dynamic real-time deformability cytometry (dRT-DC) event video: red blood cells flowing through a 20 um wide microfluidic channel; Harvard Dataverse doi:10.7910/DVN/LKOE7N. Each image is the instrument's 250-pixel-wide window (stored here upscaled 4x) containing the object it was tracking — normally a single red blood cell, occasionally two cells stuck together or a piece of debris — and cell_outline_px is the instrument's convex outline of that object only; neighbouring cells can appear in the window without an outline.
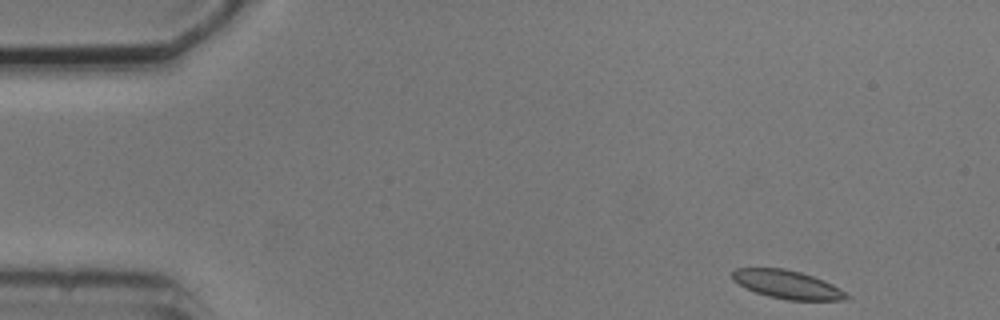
{"species": "common noctule bat (a hibernating species)", "species_latin": "Nyctalus noctula", "temperature_condition": "cold", "stored_images_in_passage": 4, "camera_frame_rate_fps": 3000, "um_per_image_px": 0.085, "animal": {"sex": "male", "body_mass_g": 20.5, "forearm_length_mm": 52.5}, "frame": {"image": 1, "passage_image": 1, "time_ms": 0.0, "image_size_px": [1000, 320], "cell_outline_px": [[848, 296], [844, 300], [788, 300], [768, 296], [744, 288], [732, 280], [732, 272], [736, 268], [784, 268], [800, 272], [824, 280], [840, 288]], "centroid_in_image_um": [66.87, 24.18], "position_along_channel_um": 18.1, "area_um2": 18.79}}
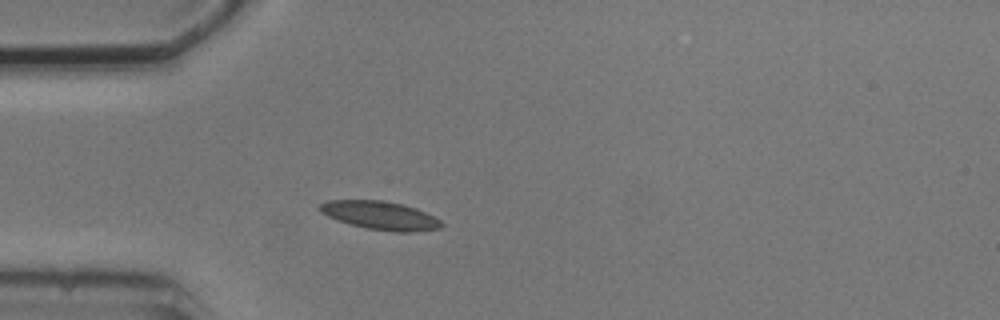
{"frame": {"image": 2, "passage_image": 4, "time_ms": 3.333, "image_size_px": [1000, 320], "cell_outline_px": [[444, 224], [440, 228], [412, 232], [396, 232], [364, 228], [328, 216], [320, 212], [320, 204], [328, 200], [384, 200], [404, 204], [416, 208], [440, 220]], "centroid_in_image_um": [32.34, 18.31], "position_along_channel_um": 52.7, "area_um2": 20.0}}